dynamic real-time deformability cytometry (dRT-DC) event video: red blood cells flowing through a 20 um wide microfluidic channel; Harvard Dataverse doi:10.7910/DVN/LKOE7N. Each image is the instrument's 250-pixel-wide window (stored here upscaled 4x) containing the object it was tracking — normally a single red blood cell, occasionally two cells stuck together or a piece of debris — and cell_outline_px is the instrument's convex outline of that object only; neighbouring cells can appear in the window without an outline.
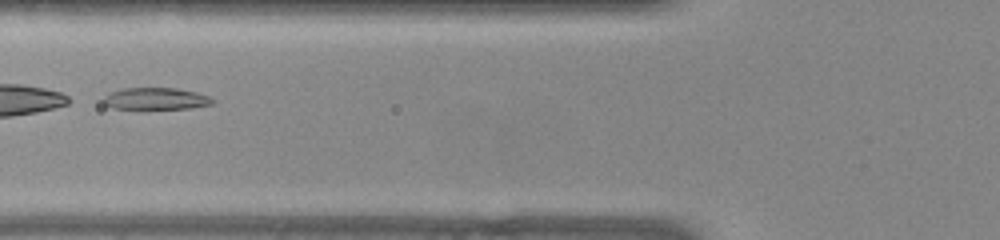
{"species": "common noctule bat (a hibernating species)", "species_latin": "Nyctalus noctula", "temperature_condition": "warm", "stored_images_in_passage": 38, "camera_frame_rate_fps": 3000, "um_per_image_px": 0.085, "animal": {"sex": "female", "body_mass_g": 22.0, "forearm_length_mm": 56.7}, "frame": {"image": 1, "passage_image": 6, "time_ms": 1.667, "image_size_px": [1000, 240], "cell_outline_px": [[216, 100], [212, 104], [192, 108], [112, 108], [104, 104], [104, 96], [112, 92], [124, 88], [176, 88], [196, 92], [208, 96]], "centroid_in_image_um": [13.28, 8.38], "position_along_channel_um": 112.5, "area_um2": 13.7}, "authors_computed_cell_mechanics": {"area_um2": 14.4211, "velocity_mm_per_s": 3.8625, "shape_relaxation_time_tau1_ms": 9.0376, "shape_relaxation_time_tau2_ms": 1.5352, "deformation_change_tau1": 0.2529, "deformation_change_tau2": 0.0721}}